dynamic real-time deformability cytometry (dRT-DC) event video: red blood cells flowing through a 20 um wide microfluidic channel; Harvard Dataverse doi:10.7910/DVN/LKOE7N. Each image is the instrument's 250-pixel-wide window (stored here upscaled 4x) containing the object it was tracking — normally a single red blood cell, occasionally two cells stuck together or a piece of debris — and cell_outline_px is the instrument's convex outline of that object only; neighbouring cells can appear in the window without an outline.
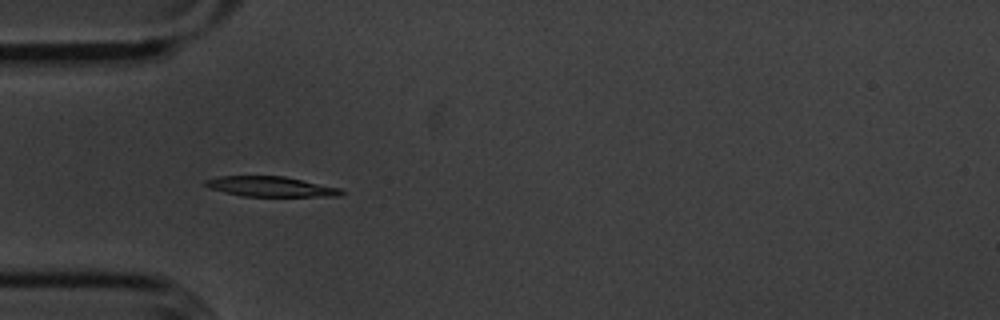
{"species": "common noctule bat (a hibernating species)", "species_latin": "Nyctalus noctula", "temperature_condition": "cold", "stored_images_in_passage": 40, "camera_frame_rate_fps": 3000, "um_per_image_px": 0.085, "animal": {"sex": "male", "body_mass_g": 20.1, "forearm_length_mm": 53.5}, "frame": {"image": 1, "passage_image": 1, "time_ms": 0.0, "image_size_px": [1000, 320], "cell_outline_px": [[344, 192], [340, 196], [240, 196], [208, 188], [204, 184], [204, 180], [220, 176], [284, 176], [340, 188]], "centroid_in_image_um": [22.97, 15.86], "position_along_channel_um": 62.0, "area_um2": 15.9}}
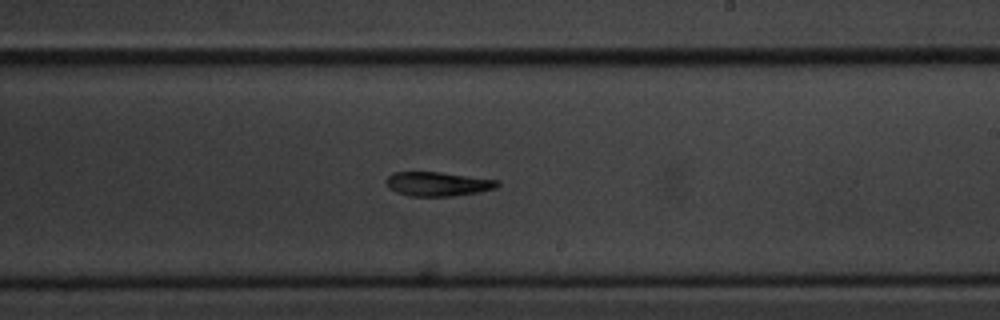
{"frame": {"image": 2, "passage_image": 17, "time_ms": 5.333, "image_size_px": [1000, 320], "cell_outline_px": [[500, 184], [496, 188], [476, 192], [452, 196], [412, 196], [396, 192], [388, 188], [384, 184], [384, 180], [392, 172], [440, 172], [496, 180]], "centroid_in_image_um": [37.12, 15.63], "position_along_channel_um": 251.9, "area_um2": 15.61}}
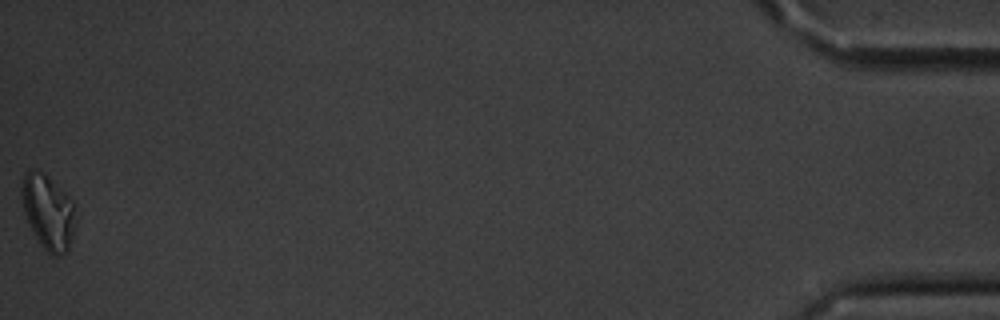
{"frame": {"image": 3, "passage_image": 40, "time_ms": 13.0, "image_size_px": [1000, 320], "cell_outline_px": [[76, 224], [68, 252], [60, 256], [52, 256], [40, 244], [28, 224], [24, 212], [20, 192], [20, 188], [24, 172], [28, 168], [36, 168], [44, 172], [72, 200]], "centroid_in_image_um": [4.07, 18.0], "position_along_channel_um": 431.1, "area_um2": 23.93}, "authors_computed_cell_mechanics": {"area_um2": 16.8487, "velocity_mm_per_s": 3.5917, "shape_relaxation_time_tau1_ms": 2.7186, "shape_relaxation_time_tau2_ms": null, "deformation_change_tau1": 0.1225, "deformation_change_tau2": null}}